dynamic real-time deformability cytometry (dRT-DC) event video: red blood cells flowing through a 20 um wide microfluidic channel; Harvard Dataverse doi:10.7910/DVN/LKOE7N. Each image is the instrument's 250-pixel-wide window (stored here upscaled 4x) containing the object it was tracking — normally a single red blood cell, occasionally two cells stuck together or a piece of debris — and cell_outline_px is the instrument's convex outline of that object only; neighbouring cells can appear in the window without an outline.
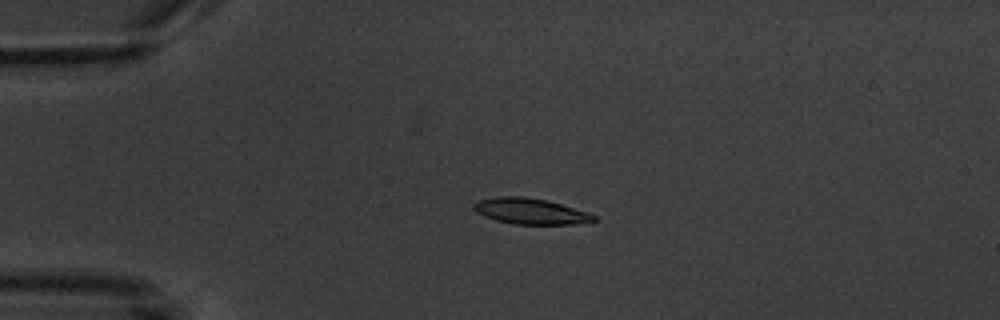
{"species": "common noctule bat (a hibernating species)", "species_latin": "Nyctalus noctula", "temperature_condition": "warm", "stored_images_in_passage": 4, "camera_frame_rate_fps": 3000, "um_per_image_px": 0.085, "animal": {"sex": "male", "body_mass_g": 20.1, "forearm_length_mm": 53.5}, "frame": {"image": 1, "passage_image": 3, "time_ms": 2.333, "image_size_px": [1000, 320], "cell_outline_px": [[596, 220], [592, 224], [516, 224], [496, 220], [484, 216], [476, 212], [472, 208], [472, 204], [476, 200], [500, 196], [524, 196], [548, 200], [588, 212], [596, 216]], "centroid_in_image_um": [45.11, 17.95], "position_along_channel_um": 39.9, "area_um2": 18.44}}